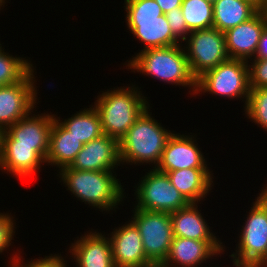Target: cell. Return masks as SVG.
I'll list each match as a JSON object with an SVG mask.
<instances>
[{
  "mask_svg": "<svg viewBox=\"0 0 267 267\" xmlns=\"http://www.w3.org/2000/svg\"><path fill=\"white\" fill-rule=\"evenodd\" d=\"M254 58L267 59V27L263 31Z\"/></svg>",
  "mask_w": 267,
  "mask_h": 267,
  "instance_id": "obj_33",
  "label": "cell"
},
{
  "mask_svg": "<svg viewBox=\"0 0 267 267\" xmlns=\"http://www.w3.org/2000/svg\"><path fill=\"white\" fill-rule=\"evenodd\" d=\"M197 208V203H189L186 207L170 213L173 236L200 241H219Z\"/></svg>",
  "mask_w": 267,
  "mask_h": 267,
  "instance_id": "obj_21",
  "label": "cell"
},
{
  "mask_svg": "<svg viewBox=\"0 0 267 267\" xmlns=\"http://www.w3.org/2000/svg\"><path fill=\"white\" fill-rule=\"evenodd\" d=\"M55 117L50 132L49 150L46 162L56 165L58 170L69 167L74 161L77 153L82 149V141L75 138Z\"/></svg>",
  "mask_w": 267,
  "mask_h": 267,
  "instance_id": "obj_22",
  "label": "cell"
},
{
  "mask_svg": "<svg viewBox=\"0 0 267 267\" xmlns=\"http://www.w3.org/2000/svg\"><path fill=\"white\" fill-rule=\"evenodd\" d=\"M244 108L247 117L267 131V87L250 89L249 99Z\"/></svg>",
  "mask_w": 267,
  "mask_h": 267,
  "instance_id": "obj_27",
  "label": "cell"
},
{
  "mask_svg": "<svg viewBox=\"0 0 267 267\" xmlns=\"http://www.w3.org/2000/svg\"><path fill=\"white\" fill-rule=\"evenodd\" d=\"M110 245L115 267H156L145 255L139 229L129 220L112 233Z\"/></svg>",
  "mask_w": 267,
  "mask_h": 267,
  "instance_id": "obj_13",
  "label": "cell"
},
{
  "mask_svg": "<svg viewBox=\"0 0 267 267\" xmlns=\"http://www.w3.org/2000/svg\"><path fill=\"white\" fill-rule=\"evenodd\" d=\"M181 11L189 32L213 28V3L206 0H182Z\"/></svg>",
  "mask_w": 267,
  "mask_h": 267,
  "instance_id": "obj_25",
  "label": "cell"
},
{
  "mask_svg": "<svg viewBox=\"0 0 267 267\" xmlns=\"http://www.w3.org/2000/svg\"><path fill=\"white\" fill-rule=\"evenodd\" d=\"M184 41L190 70L196 79L229 59L224 32L216 28L190 32Z\"/></svg>",
  "mask_w": 267,
  "mask_h": 267,
  "instance_id": "obj_8",
  "label": "cell"
},
{
  "mask_svg": "<svg viewBox=\"0 0 267 267\" xmlns=\"http://www.w3.org/2000/svg\"><path fill=\"white\" fill-rule=\"evenodd\" d=\"M259 267H267V261L262 263Z\"/></svg>",
  "mask_w": 267,
  "mask_h": 267,
  "instance_id": "obj_37",
  "label": "cell"
},
{
  "mask_svg": "<svg viewBox=\"0 0 267 267\" xmlns=\"http://www.w3.org/2000/svg\"><path fill=\"white\" fill-rule=\"evenodd\" d=\"M267 27V10H259L252 18L224 32L229 58L248 62L255 57L261 35Z\"/></svg>",
  "mask_w": 267,
  "mask_h": 267,
  "instance_id": "obj_11",
  "label": "cell"
},
{
  "mask_svg": "<svg viewBox=\"0 0 267 267\" xmlns=\"http://www.w3.org/2000/svg\"><path fill=\"white\" fill-rule=\"evenodd\" d=\"M258 11L248 0H217L213 3V28L225 32L246 22Z\"/></svg>",
  "mask_w": 267,
  "mask_h": 267,
  "instance_id": "obj_23",
  "label": "cell"
},
{
  "mask_svg": "<svg viewBox=\"0 0 267 267\" xmlns=\"http://www.w3.org/2000/svg\"><path fill=\"white\" fill-rule=\"evenodd\" d=\"M249 67V86L252 88L267 87V59L254 58Z\"/></svg>",
  "mask_w": 267,
  "mask_h": 267,
  "instance_id": "obj_29",
  "label": "cell"
},
{
  "mask_svg": "<svg viewBox=\"0 0 267 267\" xmlns=\"http://www.w3.org/2000/svg\"><path fill=\"white\" fill-rule=\"evenodd\" d=\"M31 114L18 120L4 131L15 141V146L32 147L46 160L49 150L50 132L55 115L51 114V112L50 115L44 113L42 115L32 114V116H29Z\"/></svg>",
  "mask_w": 267,
  "mask_h": 267,
  "instance_id": "obj_12",
  "label": "cell"
},
{
  "mask_svg": "<svg viewBox=\"0 0 267 267\" xmlns=\"http://www.w3.org/2000/svg\"><path fill=\"white\" fill-rule=\"evenodd\" d=\"M129 31L142 42L144 49L161 48L180 44L167 22L165 14L158 19L126 20Z\"/></svg>",
  "mask_w": 267,
  "mask_h": 267,
  "instance_id": "obj_20",
  "label": "cell"
},
{
  "mask_svg": "<svg viewBox=\"0 0 267 267\" xmlns=\"http://www.w3.org/2000/svg\"><path fill=\"white\" fill-rule=\"evenodd\" d=\"M148 109L139 116L119 140V154L122 164L125 162L127 164L151 162L156 167L160 162L162 152L173 133L151 117Z\"/></svg>",
  "mask_w": 267,
  "mask_h": 267,
  "instance_id": "obj_3",
  "label": "cell"
},
{
  "mask_svg": "<svg viewBox=\"0 0 267 267\" xmlns=\"http://www.w3.org/2000/svg\"><path fill=\"white\" fill-rule=\"evenodd\" d=\"M9 214L0 213V253L11 245L15 233V223Z\"/></svg>",
  "mask_w": 267,
  "mask_h": 267,
  "instance_id": "obj_32",
  "label": "cell"
},
{
  "mask_svg": "<svg viewBox=\"0 0 267 267\" xmlns=\"http://www.w3.org/2000/svg\"><path fill=\"white\" fill-rule=\"evenodd\" d=\"M5 0H0V8L2 7L3 4H5Z\"/></svg>",
  "mask_w": 267,
  "mask_h": 267,
  "instance_id": "obj_38",
  "label": "cell"
},
{
  "mask_svg": "<svg viewBox=\"0 0 267 267\" xmlns=\"http://www.w3.org/2000/svg\"><path fill=\"white\" fill-rule=\"evenodd\" d=\"M167 22L172 30V33L180 40L184 42L187 36L190 34L188 31L185 18L182 14L181 7L174 8L170 12L165 14Z\"/></svg>",
  "mask_w": 267,
  "mask_h": 267,
  "instance_id": "obj_31",
  "label": "cell"
},
{
  "mask_svg": "<svg viewBox=\"0 0 267 267\" xmlns=\"http://www.w3.org/2000/svg\"><path fill=\"white\" fill-rule=\"evenodd\" d=\"M195 141L193 135L173 133L162 152L160 162L153 168L163 173L187 168H208Z\"/></svg>",
  "mask_w": 267,
  "mask_h": 267,
  "instance_id": "obj_15",
  "label": "cell"
},
{
  "mask_svg": "<svg viewBox=\"0 0 267 267\" xmlns=\"http://www.w3.org/2000/svg\"><path fill=\"white\" fill-rule=\"evenodd\" d=\"M162 9L163 13L166 14L174 8H180L182 0H155Z\"/></svg>",
  "mask_w": 267,
  "mask_h": 267,
  "instance_id": "obj_34",
  "label": "cell"
},
{
  "mask_svg": "<svg viewBox=\"0 0 267 267\" xmlns=\"http://www.w3.org/2000/svg\"><path fill=\"white\" fill-rule=\"evenodd\" d=\"M11 264L10 266L12 267H66V261H64V258L62 256H59L58 254L52 255L51 256H45V258L37 259V260H31L30 262L28 261L27 264L21 260V257H18V255H15L11 259ZM22 261V262H21ZM22 264H21V263ZM25 264V265H24Z\"/></svg>",
  "mask_w": 267,
  "mask_h": 267,
  "instance_id": "obj_30",
  "label": "cell"
},
{
  "mask_svg": "<svg viewBox=\"0 0 267 267\" xmlns=\"http://www.w3.org/2000/svg\"><path fill=\"white\" fill-rule=\"evenodd\" d=\"M136 186L137 203L135 208L145 211L172 213L186 207L189 202L171 184L166 173L155 168L142 177Z\"/></svg>",
  "mask_w": 267,
  "mask_h": 267,
  "instance_id": "obj_9",
  "label": "cell"
},
{
  "mask_svg": "<svg viewBox=\"0 0 267 267\" xmlns=\"http://www.w3.org/2000/svg\"><path fill=\"white\" fill-rule=\"evenodd\" d=\"M180 44L175 46L142 50L128 61V69L150 75L168 84L192 87L197 90V79L193 76L186 51Z\"/></svg>",
  "mask_w": 267,
  "mask_h": 267,
  "instance_id": "obj_2",
  "label": "cell"
},
{
  "mask_svg": "<svg viewBox=\"0 0 267 267\" xmlns=\"http://www.w3.org/2000/svg\"><path fill=\"white\" fill-rule=\"evenodd\" d=\"M61 181L78 200L110 211L123 201L124 189L112 171L75 170L64 167L59 172Z\"/></svg>",
  "mask_w": 267,
  "mask_h": 267,
  "instance_id": "obj_4",
  "label": "cell"
},
{
  "mask_svg": "<svg viewBox=\"0 0 267 267\" xmlns=\"http://www.w3.org/2000/svg\"><path fill=\"white\" fill-rule=\"evenodd\" d=\"M206 1H209V2H211V3H214V2L217 1V0H206Z\"/></svg>",
  "mask_w": 267,
  "mask_h": 267,
  "instance_id": "obj_39",
  "label": "cell"
},
{
  "mask_svg": "<svg viewBox=\"0 0 267 267\" xmlns=\"http://www.w3.org/2000/svg\"><path fill=\"white\" fill-rule=\"evenodd\" d=\"M131 220L139 229L146 257L159 267L167 258L173 236L170 213L134 208Z\"/></svg>",
  "mask_w": 267,
  "mask_h": 267,
  "instance_id": "obj_7",
  "label": "cell"
},
{
  "mask_svg": "<svg viewBox=\"0 0 267 267\" xmlns=\"http://www.w3.org/2000/svg\"><path fill=\"white\" fill-rule=\"evenodd\" d=\"M164 173L189 203L203 200L213 186L212 172L208 168H187Z\"/></svg>",
  "mask_w": 267,
  "mask_h": 267,
  "instance_id": "obj_19",
  "label": "cell"
},
{
  "mask_svg": "<svg viewBox=\"0 0 267 267\" xmlns=\"http://www.w3.org/2000/svg\"><path fill=\"white\" fill-rule=\"evenodd\" d=\"M242 226L238 251L233 252L236 267H259L267 261V211L256 199Z\"/></svg>",
  "mask_w": 267,
  "mask_h": 267,
  "instance_id": "obj_6",
  "label": "cell"
},
{
  "mask_svg": "<svg viewBox=\"0 0 267 267\" xmlns=\"http://www.w3.org/2000/svg\"><path fill=\"white\" fill-rule=\"evenodd\" d=\"M126 20L158 19L164 15L155 0H124Z\"/></svg>",
  "mask_w": 267,
  "mask_h": 267,
  "instance_id": "obj_28",
  "label": "cell"
},
{
  "mask_svg": "<svg viewBox=\"0 0 267 267\" xmlns=\"http://www.w3.org/2000/svg\"><path fill=\"white\" fill-rule=\"evenodd\" d=\"M133 87V88H132ZM119 87L107 90L94 103L100 117L103 133L118 141L126 134L139 116L149 108L147 98L137 87Z\"/></svg>",
  "mask_w": 267,
  "mask_h": 267,
  "instance_id": "obj_1",
  "label": "cell"
},
{
  "mask_svg": "<svg viewBox=\"0 0 267 267\" xmlns=\"http://www.w3.org/2000/svg\"><path fill=\"white\" fill-rule=\"evenodd\" d=\"M119 141L114 137L102 136L84 144L69 168L75 170L113 171L120 166Z\"/></svg>",
  "mask_w": 267,
  "mask_h": 267,
  "instance_id": "obj_14",
  "label": "cell"
},
{
  "mask_svg": "<svg viewBox=\"0 0 267 267\" xmlns=\"http://www.w3.org/2000/svg\"><path fill=\"white\" fill-rule=\"evenodd\" d=\"M46 162L32 147L15 146V141L0 131V169L19 178L35 175Z\"/></svg>",
  "mask_w": 267,
  "mask_h": 267,
  "instance_id": "obj_17",
  "label": "cell"
},
{
  "mask_svg": "<svg viewBox=\"0 0 267 267\" xmlns=\"http://www.w3.org/2000/svg\"><path fill=\"white\" fill-rule=\"evenodd\" d=\"M257 200L263 205V207L267 211V186L264 190L262 189V192L257 197Z\"/></svg>",
  "mask_w": 267,
  "mask_h": 267,
  "instance_id": "obj_35",
  "label": "cell"
},
{
  "mask_svg": "<svg viewBox=\"0 0 267 267\" xmlns=\"http://www.w3.org/2000/svg\"><path fill=\"white\" fill-rule=\"evenodd\" d=\"M2 49L0 46V86L20 82L33 69V64L22 57H13Z\"/></svg>",
  "mask_w": 267,
  "mask_h": 267,
  "instance_id": "obj_26",
  "label": "cell"
},
{
  "mask_svg": "<svg viewBox=\"0 0 267 267\" xmlns=\"http://www.w3.org/2000/svg\"><path fill=\"white\" fill-rule=\"evenodd\" d=\"M33 73L34 68L20 82L0 86V131L33 112L38 99Z\"/></svg>",
  "mask_w": 267,
  "mask_h": 267,
  "instance_id": "obj_10",
  "label": "cell"
},
{
  "mask_svg": "<svg viewBox=\"0 0 267 267\" xmlns=\"http://www.w3.org/2000/svg\"><path fill=\"white\" fill-rule=\"evenodd\" d=\"M200 92L230 99L245 98L246 107L250 93L248 62L229 58L208 70L197 79L196 94Z\"/></svg>",
  "mask_w": 267,
  "mask_h": 267,
  "instance_id": "obj_5",
  "label": "cell"
},
{
  "mask_svg": "<svg viewBox=\"0 0 267 267\" xmlns=\"http://www.w3.org/2000/svg\"><path fill=\"white\" fill-rule=\"evenodd\" d=\"M70 249L77 267H115L110 240L101 232L85 233Z\"/></svg>",
  "mask_w": 267,
  "mask_h": 267,
  "instance_id": "obj_18",
  "label": "cell"
},
{
  "mask_svg": "<svg viewBox=\"0 0 267 267\" xmlns=\"http://www.w3.org/2000/svg\"><path fill=\"white\" fill-rule=\"evenodd\" d=\"M221 241H200L174 237L167 258L159 267H197L212 256L224 252Z\"/></svg>",
  "mask_w": 267,
  "mask_h": 267,
  "instance_id": "obj_16",
  "label": "cell"
},
{
  "mask_svg": "<svg viewBox=\"0 0 267 267\" xmlns=\"http://www.w3.org/2000/svg\"><path fill=\"white\" fill-rule=\"evenodd\" d=\"M93 108V109H92ZM60 123L83 144H87L93 139L102 136L103 130L99 114L93 105L90 108L77 112L64 121L58 119ZM62 121V122H61Z\"/></svg>",
  "mask_w": 267,
  "mask_h": 267,
  "instance_id": "obj_24",
  "label": "cell"
},
{
  "mask_svg": "<svg viewBox=\"0 0 267 267\" xmlns=\"http://www.w3.org/2000/svg\"><path fill=\"white\" fill-rule=\"evenodd\" d=\"M255 5L259 10H267V0H248Z\"/></svg>",
  "mask_w": 267,
  "mask_h": 267,
  "instance_id": "obj_36",
  "label": "cell"
}]
</instances>
